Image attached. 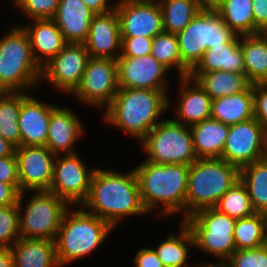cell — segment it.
Returning a JSON list of instances; mask_svg holds the SVG:
<instances>
[{
  "instance_id": "35",
  "label": "cell",
  "mask_w": 267,
  "mask_h": 267,
  "mask_svg": "<svg viewBox=\"0 0 267 267\" xmlns=\"http://www.w3.org/2000/svg\"><path fill=\"white\" fill-rule=\"evenodd\" d=\"M22 91L0 92V135L15 148L20 147L18 119Z\"/></svg>"
},
{
  "instance_id": "29",
  "label": "cell",
  "mask_w": 267,
  "mask_h": 267,
  "mask_svg": "<svg viewBox=\"0 0 267 267\" xmlns=\"http://www.w3.org/2000/svg\"><path fill=\"white\" fill-rule=\"evenodd\" d=\"M240 38L247 78L252 84L267 83V33Z\"/></svg>"
},
{
  "instance_id": "50",
  "label": "cell",
  "mask_w": 267,
  "mask_h": 267,
  "mask_svg": "<svg viewBox=\"0 0 267 267\" xmlns=\"http://www.w3.org/2000/svg\"><path fill=\"white\" fill-rule=\"evenodd\" d=\"M222 0H200V3L203 8H214L218 5Z\"/></svg>"
},
{
  "instance_id": "47",
  "label": "cell",
  "mask_w": 267,
  "mask_h": 267,
  "mask_svg": "<svg viewBox=\"0 0 267 267\" xmlns=\"http://www.w3.org/2000/svg\"><path fill=\"white\" fill-rule=\"evenodd\" d=\"M95 14H104L115 9V3L108 4V0H82Z\"/></svg>"
},
{
  "instance_id": "31",
  "label": "cell",
  "mask_w": 267,
  "mask_h": 267,
  "mask_svg": "<svg viewBox=\"0 0 267 267\" xmlns=\"http://www.w3.org/2000/svg\"><path fill=\"white\" fill-rule=\"evenodd\" d=\"M180 224L181 232L179 236L171 233L165 241L163 240L160 243L158 248L154 249L164 267H194L187 264V258L189 257L187 246H194V239L185 222L181 220ZM199 266V263H196V267Z\"/></svg>"
},
{
  "instance_id": "8",
  "label": "cell",
  "mask_w": 267,
  "mask_h": 267,
  "mask_svg": "<svg viewBox=\"0 0 267 267\" xmlns=\"http://www.w3.org/2000/svg\"><path fill=\"white\" fill-rule=\"evenodd\" d=\"M183 221L192 233L194 246L220 259L219 263L205 264V266H222L236 251L234 240L236 219L213 207L198 210Z\"/></svg>"
},
{
  "instance_id": "13",
  "label": "cell",
  "mask_w": 267,
  "mask_h": 267,
  "mask_svg": "<svg viewBox=\"0 0 267 267\" xmlns=\"http://www.w3.org/2000/svg\"><path fill=\"white\" fill-rule=\"evenodd\" d=\"M79 154L57 155L54 162L53 179L49 191L70 206L80 205L86 200L95 169L87 170Z\"/></svg>"
},
{
  "instance_id": "18",
  "label": "cell",
  "mask_w": 267,
  "mask_h": 267,
  "mask_svg": "<svg viewBox=\"0 0 267 267\" xmlns=\"http://www.w3.org/2000/svg\"><path fill=\"white\" fill-rule=\"evenodd\" d=\"M90 58L117 60L121 54V32L115 9L95 14L90 22L89 33L84 42Z\"/></svg>"
},
{
  "instance_id": "5",
  "label": "cell",
  "mask_w": 267,
  "mask_h": 267,
  "mask_svg": "<svg viewBox=\"0 0 267 267\" xmlns=\"http://www.w3.org/2000/svg\"><path fill=\"white\" fill-rule=\"evenodd\" d=\"M113 227L83 208L67 210L63 215L55 244L59 266L84 258L107 239Z\"/></svg>"
},
{
  "instance_id": "2",
  "label": "cell",
  "mask_w": 267,
  "mask_h": 267,
  "mask_svg": "<svg viewBox=\"0 0 267 267\" xmlns=\"http://www.w3.org/2000/svg\"><path fill=\"white\" fill-rule=\"evenodd\" d=\"M169 100L166 90L119 87L103 117L141 142L160 122V115L170 107Z\"/></svg>"
},
{
  "instance_id": "27",
  "label": "cell",
  "mask_w": 267,
  "mask_h": 267,
  "mask_svg": "<svg viewBox=\"0 0 267 267\" xmlns=\"http://www.w3.org/2000/svg\"><path fill=\"white\" fill-rule=\"evenodd\" d=\"M253 117V84L246 91L212 100L211 118L226 125H234Z\"/></svg>"
},
{
  "instance_id": "41",
  "label": "cell",
  "mask_w": 267,
  "mask_h": 267,
  "mask_svg": "<svg viewBox=\"0 0 267 267\" xmlns=\"http://www.w3.org/2000/svg\"><path fill=\"white\" fill-rule=\"evenodd\" d=\"M153 38L121 37V54L119 57H133L150 55Z\"/></svg>"
},
{
  "instance_id": "3",
  "label": "cell",
  "mask_w": 267,
  "mask_h": 267,
  "mask_svg": "<svg viewBox=\"0 0 267 267\" xmlns=\"http://www.w3.org/2000/svg\"><path fill=\"white\" fill-rule=\"evenodd\" d=\"M189 167L151 161H143L135 167L141 201L148 213L161 204V215L185 213Z\"/></svg>"
},
{
  "instance_id": "21",
  "label": "cell",
  "mask_w": 267,
  "mask_h": 267,
  "mask_svg": "<svg viewBox=\"0 0 267 267\" xmlns=\"http://www.w3.org/2000/svg\"><path fill=\"white\" fill-rule=\"evenodd\" d=\"M32 25L23 26L27 33L33 58L42 69L67 44L53 19H34Z\"/></svg>"
},
{
  "instance_id": "37",
  "label": "cell",
  "mask_w": 267,
  "mask_h": 267,
  "mask_svg": "<svg viewBox=\"0 0 267 267\" xmlns=\"http://www.w3.org/2000/svg\"><path fill=\"white\" fill-rule=\"evenodd\" d=\"M214 208L236 220L256 213L247 189L240 179L219 199Z\"/></svg>"
},
{
  "instance_id": "9",
  "label": "cell",
  "mask_w": 267,
  "mask_h": 267,
  "mask_svg": "<svg viewBox=\"0 0 267 267\" xmlns=\"http://www.w3.org/2000/svg\"><path fill=\"white\" fill-rule=\"evenodd\" d=\"M140 143L148 155L145 161L191 165L198 159L190 126L171 119L160 120Z\"/></svg>"
},
{
  "instance_id": "43",
  "label": "cell",
  "mask_w": 267,
  "mask_h": 267,
  "mask_svg": "<svg viewBox=\"0 0 267 267\" xmlns=\"http://www.w3.org/2000/svg\"><path fill=\"white\" fill-rule=\"evenodd\" d=\"M0 181L8 184H20L15 152L10 156L0 157Z\"/></svg>"
},
{
  "instance_id": "28",
  "label": "cell",
  "mask_w": 267,
  "mask_h": 267,
  "mask_svg": "<svg viewBox=\"0 0 267 267\" xmlns=\"http://www.w3.org/2000/svg\"><path fill=\"white\" fill-rule=\"evenodd\" d=\"M212 100L246 91L252 83L245 73L213 71L208 73H190Z\"/></svg>"
},
{
  "instance_id": "15",
  "label": "cell",
  "mask_w": 267,
  "mask_h": 267,
  "mask_svg": "<svg viewBox=\"0 0 267 267\" xmlns=\"http://www.w3.org/2000/svg\"><path fill=\"white\" fill-rule=\"evenodd\" d=\"M89 59L84 43H67L42 68L41 79L45 78L55 89L70 95L79 85Z\"/></svg>"
},
{
  "instance_id": "46",
  "label": "cell",
  "mask_w": 267,
  "mask_h": 267,
  "mask_svg": "<svg viewBox=\"0 0 267 267\" xmlns=\"http://www.w3.org/2000/svg\"><path fill=\"white\" fill-rule=\"evenodd\" d=\"M20 193V184H8L0 181V206L18 203Z\"/></svg>"
},
{
  "instance_id": "30",
  "label": "cell",
  "mask_w": 267,
  "mask_h": 267,
  "mask_svg": "<svg viewBox=\"0 0 267 267\" xmlns=\"http://www.w3.org/2000/svg\"><path fill=\"white\" fill-rule=\"evenodd\" d=\"M239 179L247 189L254 211L267 214V157L241 168Z\"/></svg>"
},
{
  "instance_id": "44",
  "label": "cell",
  "mask_w": 267,
  "mask_h": 267,
  "mask_svg": "<svg viewBox=\"0 0 267 267\" xmlns=\"http://www.w3.org/2000/svg\"><path fill=\"white\" fill-rule=\"evenodd\" d=\"M254 35L267 33V0H252Z\"/></svg>"
},
{
  "instance_id": "12",
  "label": "cell",
  "mask_w": 267,
  "mask_h": 267,
  "mask_svg": "<svg viewBox=\"0 0 267 267\" xmlns=\"http://www.w3.org/2000/svg\"><path fill=\"white\" fill-rule=\"evenodd\" d=\"M267 131L253 117L230 125L222 159L239 170L266 157Z\"/></svg>"
},
{
  "instance_id": "7",
  "label": "cell",
  "mask_w": 267,
  "mask_h": 267,
  "mask_svg": "<svg viewBox=\"0 0 267 267\" xmlns=\"http://www.w3.org/2000/svg\"><path fill=\"white\" fill-rule=\"evenodd\" d=\"M176 35L181 60L190 71L201 61L207 49L229 43L237 36L214 8L201 9Z\"/></svg>"
},
{
  "instance_id": "36",
  "label": "cell",
  "mask_w": 267,
  "mask_h": 267,
  "mask_svg": "<svg viewBox=\"0 0 267 267\" xmlns=\"http://www.w3.org/2000/svg\"><path fill=\"white\" fill-rule=\"evenodd\" d=\"M151 55L169 71L175 67L181 77L190 75V70L183 64L176 34L161 32L153 38Z\"/></svg>"
},
{
  "instance_id": "16",
  "label": "cell",
  "mask_w": 267,
  "mask_h": 267,
  "mask_svg": "<svg viewBox=\"0 0 267 267\" xmlns=\"http://www.w3.org/2000/svg\"><path fill=\"white\" fill-rule=\"evenodd\" d=\"M15 155L20 192L49 190L56 156L46 146H20Z\"/></svg>"
},
{
  "instance_id": "38",
  "label": "cell",
  "mask_w": 267,
  "mask_h": 267,
  "mask_svg": "<svg viewBox=\"0 0 267 267\" xmlns=\"http://www.w3.org/2000/svg\"><path fill=\"white\" fill-rule=\"evenodd\" d=\"M24 193H20L18 203L0 206V247H12L20 238L19 211L23 213Z\"/></svg>"
},
{
  "instance_id": "14",
  "label": "cell",
  "mask_w": 267,
  "mask_h": 267,
  "mask_svg": "<svg viewBox=\"0 0 267 267\" xmlns=\"http://www.w3.org/2000/svg\"><path fill=\"white\" fill-rule=\"evenodd\" d=\"M115 4L121 37L154 38L164 31L157 0H119Z\"/></svg>"
},
{
  "instance_id": "48",
  "label": "cell",
  "mask_w": 267,
  "mask_h": 267,
  "mask_svg": "<svg viewBox=\"0 0 267 267\" xmlns=\"http://www.w3.org/2000/svg\"><path fill=\"white\" fill-rule=\"evenodd\" d=\"M0 267H14L13 254L10 247H0Z\"/></svg>"
},
{
  "instance_id": "17",
  "label": "cell",
  "mask_w": 267,
  "mask_h": 267,
  "mask_svg": "<svg viewBox=\"0 0 267 267\" xmlns=\"http://www.w3.org/2000/svg\"><path fill=\"white\" fill-rule=\"evenodd\" d=\"M116 61L119 87L166 90L164 78L169 70L151 54L137 58L119 57Z\"/></svg>"
},
{
  "instance_id": "4",
  "label": "cell",
  "mask_w": 267,
  "mask_h": 267,
  "mask_svg": "<svg viewBox=\"0 0 267 267\" xmlns=\"http://www.w3.org/2000/svg\"><path fill=\"white\" fill-rule=\"evenodd\" d=\"M240 170L222 158H199L189 167L185 214L182 221L196 211L213 208L239 180Z\"/></svg>"
},
{
  "instance_id": "19",
  "label": "cell",
  "mask_w": 267,
  "mask_h": 267,
  "mask_svg": "<svg viewBox=\"0 0 267 267\" xmlns=\"http://www.w3.org/2000/svg\"><path fill=\"white\" fill-rule=\"evenodd\" d=\"M55 107L22 91L18 119L20 146H46L51 111Z\"/></svg>"
},
{
  "instance_id": "11",
  "label": "cell",
  "mask_w": 267,
  "mask_h": 267,
  "mask_svg": "<svg viewBox=\"0 0 267 267\" xmlns=\"http://www.w3.org/2000/svg\"><path fill=\"white\" fill-rule=\"evenodd\" d=\"M117 61L90 58L77 88L72 92L87 105L107 108L118 92Z\"/></svg>"
},
{
  "instance_id": "45",
  "label": "cell",
  "mask_w": 267,
  "mask_h": 267,
  "mask_svg": "<svg viewBox=\"0 0 267 267\" xmlns=\"http://www.w3.org/2000/svg\"><path fill=\"white\" fill-rule=\"evenodd\" d=\"M135 267H164L152 248H141L134 258Z\"/></svg>"
},
{
  "instance_id": "49",
  "label": "cell",
  "mask_w": 267,
  "mask_h": 267,
  "mask_svg": "<svg viewBox=\"0 0 267 267\" xmlns=\"http://www.w3.org/2000/svg\"><path fill=\"white\" fill-rule=\"evenodd\" d=\"M15 152V147L0 135V157L10 156Z\"/></svg>"
},
{
  "instance_id": "34",
  "label": "cell",
  "mask_w": 267,
  "mask_h": 267,
  "mask_svg": "<svg viewBox=\"0 0 267 267\" xmlns=\"http://www.w3.org/2000/svg\"><path fill=\"white\" fill-rule=\"evenodd\" d=\"M236 250L257 248L267 241V214L254 213L237 219L234 226Z\"/></svg>"
},
{
  "instance_id": "33",
  "label": "cell",
  "mask_w": 267,
  "mask_h": 267,
  "mask_svg": "<svg viewBox=\"0 0 267 267\" xmlns=\"http://www.w3.org/2000/svg\"><path fill=\"white\" fill-rule=\"evenodd\" d=\"M162 10L163 29L177 34L203 9L200 0H157Z\"/></svg>"
},
{
  "instance_id": "20",
  "label": "cell",
  "mask_w": 267,
  "mask_h": 267,
  "mask_svg": "<svg viewBox=\"0 0 267 267\" xmlns=\"http://www.w3.org/2000/svg\"><path fill=\"white\" fill-rule=\"evenodd\" d=\"M80 121L71 109L56 106L51 111L46 147L55 156L76 153L73 146L84 129Z\"/></svg>"
},
{
  "instance_id": "10",
  "label": "cell",
  "mask_w": 267,
  "mask_h": 267,
  "mask_svg": "<svg viewBox=\"0 0 267 267\" xmlns=\"http://www.w3.org/2000/svg\"><path fill=\"white\" fill-rule=\"evenodd\" d=\"M24 214L19 211L20 238L56 240L69 204L49 190L32 191Z\"/></svg>"
},
{
  "instance_id": "42",
  "label": "cell",
  "mask_w": 267,
  "mask_h": 267,
  "mask_svg": "<svg viewBox=\"0 0 267 267\" xmlns=\"http://www.w3.org/2000/svg\"><path fill=\"white\" fill-rule=\"evenodd\" d=\"M254 118L267 131V83L253 84Z\"/></svg>"
},
{
  "instance_id": "25",
  "label": "cell",
  "mask_w": 267,
  "mask_h": 267,
  "mask_svg": "<svg viewBox=\"0 0 267 267\" xmlns=\"http://www.w3.org/2000/svg\"><path fill=\"white\" fill-rule=\"evenodd\" d=\"M197 158H221L229 125L214 118L190 126Z\"/></svg>"
},
{
  "instance_id": "26",
  "label": "cell",
  "mask_w": 267,
  "mask_h": 267,
  "mask_svg": "<svg viewBox=\"0 0 267 267\" xmlns=\"http://www.w3.org/2000/svg\"><path fill=\"white\" fill-rule=\"evenodd\" d=\"M10 248L14 267H60L55 241L19 238Z\"/></svg>"
},
{
  "instance_id": "39",
  "label": "cell",
  "mask_w": 267,
  "mask_h": 267,
  "mask_svg": "<svg viewBox=\"0 0 267 267\" xmlns=\"http://www.w3.org/2000/svg\"><path fill=\"white\" fill-rule=\"evenodd\" d=\"M223 267H267V246L236 250Z\"/></svg>"
},
{
  "instance_id": "32",
  "label": "cell",
  "mask_w": 267,
  "mask_h": 267,
  "mask_svg": "<svg viewBox=\"0 0 267 267\" xmlns=\"http://www.w3.org/2000/svg\"><path fill=\"white\" fill-rule=\"evenodd\" d=\"M214 9L237 35H254L252 0H222Z\"/></svg>"
},
{
  "instance_id": "6",
  "label": "cell",
  "mask_w": 267,
  "mask_h": 267,
  "mask_svg": "<svg viewBox=\"0 0 267 267\" xmlns=\"http://www.w3.org/2000/svg\"><path fill=\"white\" fill-rule=\"evenodd\" d=\"M41 75L27 33L22 26L13 27L0 39V92L28 91L42 80Z\"/></svg>"
},
{
  "instance_id": "24",
  "label": "cell",
  "mask_w": 267,
  "mask_h": 267,
  "mask_svg": "<svg viewBox=\"0 0 267 267\" xmlns=\"http://www.w3.org/2000/svg\"><path fill=\"white\" fill-rule=\"evenodd\" d=\"M219 70L245 73L240 35L229 43L207 49L201 61L190 73H208Z\"/></svg>"
},
{
  "instance_id": "23",
  "label": "cell",
  "mask_w": 267,
  "mask_h": 267,
  "mask_svg": "<svg viewBox=\"0 0 267 267\" xmlns=\"http://www.w3.org/2000/svg\"><path fill=\"white\" fill-rule=\"evenodd\" d=\"M178 120L175 122L191 126L211 117L212 98L199 83L190 76L180 78ZM193 83V84H192ZM192 84V85H191Z\"/></svg>"
},
{
  "instance_id": "1",
  "label": "cell",
  "mask_w": 267,
  "mask_h": 267,
  "mask_svg": "<svg viewBox=\"0 0 267 267\" xmlns=\"http://www.w3.org/2000/svg\"><path fill=\"white\" fill-rule=\"evenodd\" d=\"M81 207L113 228L126 216L148 213L141 201L135 169L119 174L95 168L88 197Z\"/></svg>"
},
{
  "instance_id": "40",
  "label": "cell",
  "mask_w": 267,
  "mask_h": 267,
  "mask_svg": "<svg viewBox=\"0 0 267 267\" xmlns=\"http://www.w3.org/2000/svg\"><path fill=\"white\" fill-rule=\"evenodd\" d=\"M30 19H53L56 15L60 0H13Z\"/></svg>"
},
{
  "instance_id": "51",
  "label": "cell",
  "mask_w": 267,
  "mask_h": 267,
  "mask_svg": "<svg viewBox=\"0 0 267 267\" xmlns=\"http://www.w3.org/2000/svg\"><path fill=\"white\" fill-rule=\"evenodd\" d=\"M199 267H223V266H205V265H203V264H202V265L200 264Z\"/></svg>"
},
{
  "instance_id": "22",
  "label": "cell",
  "mask_w": 267,
  "mask_h": 267,
  "mask_svg": "<svg viewBox=\"0 0 267 267\" xmlns=\"http://www.w3.org/2000/svg\"><path fill=\"white\" fill-rule=\"evenodd\" d=\"M94 15L82 0H60L53 20L67 43H84Z\"/></svg>"
}]
</instances>
